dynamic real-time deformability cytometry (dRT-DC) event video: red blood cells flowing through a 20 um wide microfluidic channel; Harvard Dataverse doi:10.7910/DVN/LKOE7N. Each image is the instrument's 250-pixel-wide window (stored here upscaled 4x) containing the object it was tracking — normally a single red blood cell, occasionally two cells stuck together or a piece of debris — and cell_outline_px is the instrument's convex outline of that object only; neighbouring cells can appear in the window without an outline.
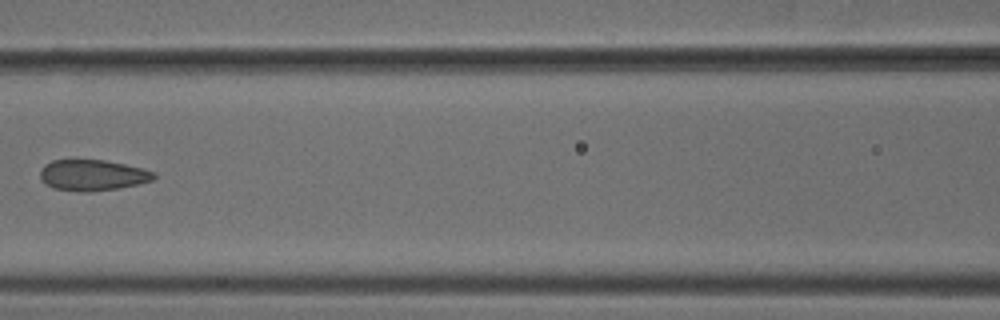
{"species": "common noctule bat (a hibernating species)", "species_latin": "Nyctalus noctula", "temperature_condition": "cold", "stored_images_in_passage": 6, "camera_frame_rate_fps": 3000, "um_per_image_px": 0.085, "animal": {"sex": "male", "body_mass_g": 18.8}, "frame": {"image": 1, "passage_image": 5, "time_ms": 1.333, "image_size_px": [1000, 320], "cell_outline_px": [[156, 176], [152, 180], [140, 184], [92, 192], [84, 192], [56, 188], [48, 184], [40, 176], [40, 168], [44, 164], [52, 160], [104, 160], [144, 168], [156, 172]], "centroid_in_image_um": [7.91, 14.88], "position_along_channel_um": 158.7, "area_um2": 20.4}}
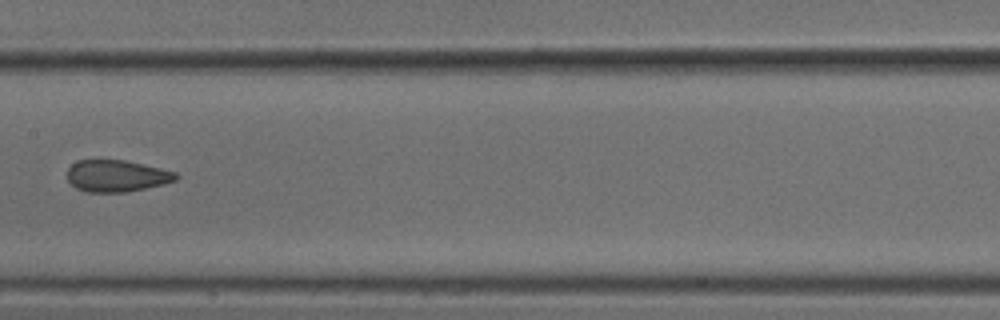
{"frame": {"image": 2, "passage_image": 6, "time_ms": 1.667, "image_size_px": [1000, 320], "cell_outline_px": [[180, 176], [176, 180], [164, 184], [124, 192], [84, 192], [76, 188], [68, 180], [68, 168], [76, 160], [124, 160], [160, 168], [176, 172]], "centroid_in_image_um": [9.91, 14.95], "position_along_channel_um": 197.5, "area_um2": 20.06}}